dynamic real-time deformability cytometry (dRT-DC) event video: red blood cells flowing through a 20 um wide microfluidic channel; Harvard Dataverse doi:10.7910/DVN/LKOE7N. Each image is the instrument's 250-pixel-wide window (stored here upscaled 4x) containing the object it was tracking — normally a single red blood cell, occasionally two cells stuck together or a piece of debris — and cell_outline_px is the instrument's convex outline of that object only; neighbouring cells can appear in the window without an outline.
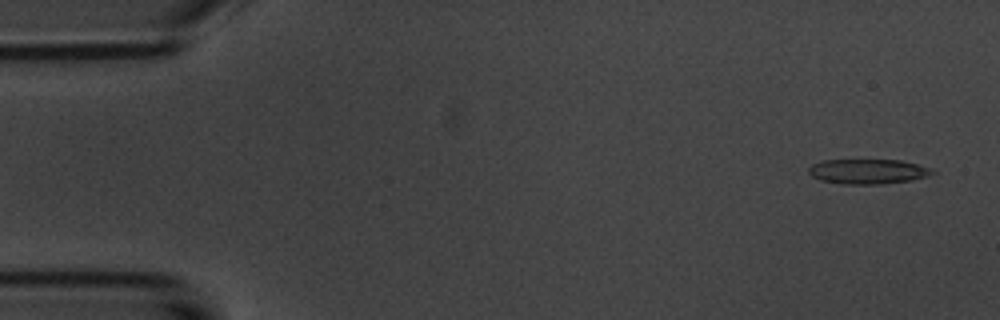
{"species": "common noctule bat (a hibernating species)", "species_latin": "Nyctalus noctula", "temperature_condition": "room temperature", "stored_images_in_passage": 4, "camera_frame_rate_fps": 3000, "um_per_image_px": 0.085, "animal": {"sex": "male", "body_mass_g": 20.1, "forearm_length_mm": 53.5}, "frame": {"image": 1, "passage_image": 1, "time_ms": 0.0, "image_size_px": [1000, 320], "cell_outline_px": [[936, 172], [928, 176], [912, 180], [880, 184], [840, 184], [820, 180], [812, 176], [808, 172], [808, 168], [812, 164], [824, 160], [900, 160], [932, 168]], "centroid_in_image_um": [73.77, 14.58], "position_along_channel_um": 11.2, "area_um2": 17.98}}
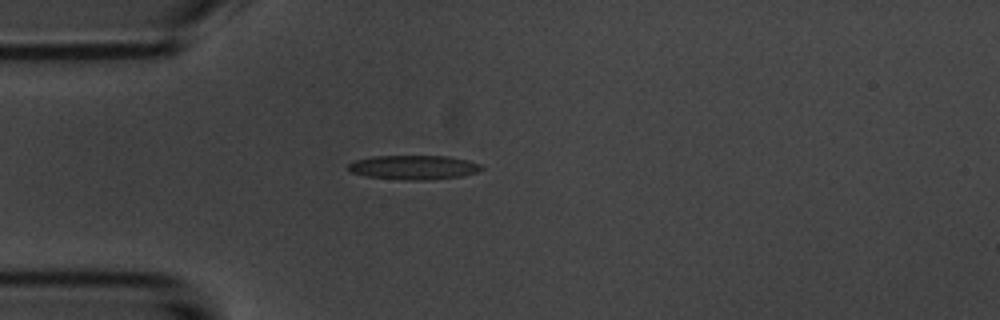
{"frame": {"image": 2, "passage_image": 4, "time_ms": 4.0, "image_size_px": [1000, 320], "cell_outline_px": [[484, 168], [476, 172], [460, 176], [420, 180], [404, 180], [368, 176], [352, 172], [348, 168], [348, 164], [356, 160], [372, 156], [448, 156], [468, 160], [480, 164]], "centroid_in_image_um": [35.17, 14.21], "position_along_channel_um": 49.8, "area_um2": 18.55}}